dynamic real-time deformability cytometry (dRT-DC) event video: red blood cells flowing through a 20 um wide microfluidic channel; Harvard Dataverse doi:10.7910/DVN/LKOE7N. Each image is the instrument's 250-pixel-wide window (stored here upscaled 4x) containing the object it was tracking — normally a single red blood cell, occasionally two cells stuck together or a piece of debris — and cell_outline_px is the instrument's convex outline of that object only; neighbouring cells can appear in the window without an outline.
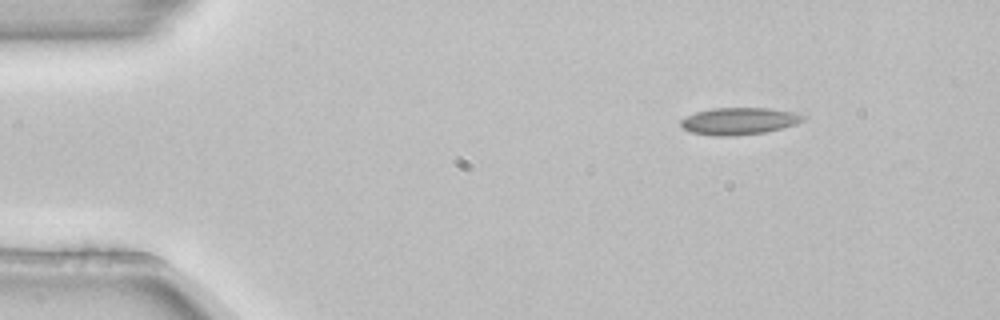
{"species": "common noctule bat (a hibernating species)", "species_latin": "Nyctalus noctula", "temperature_condition": "room temperature", "stored_images_in_passage": 3, "camera_frame_rate_fps": 3000, "um_per_image_px": 0.085, "animal": {"sex": "female", "body_mass_g": 22.7, "forearm_length_mm": 54.2}, "frame": {"image": 1, "passage_image": 1, "time_ms": 0.0, "image_size_px": [1000, 320], "cell_outline_px": [[808, 116], [804, 120], [796, 124], [764, 132], [732, 136], [712, 136], [692, 132], [684, 128], [680, 124], [680, 120], [696, 112], [712, 108], [768, 108], [792, 112]], "centroid_in_image_um": [62.83, 10.29], "position_along_channel_um": 22.2, "area_um2": 19.13}}
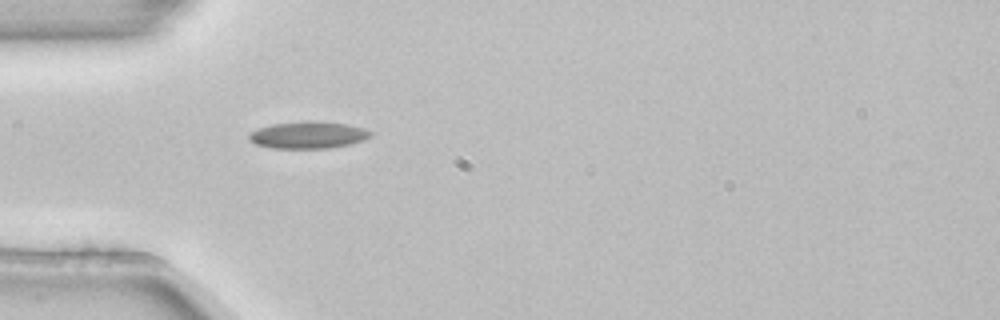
{"frame": {"image": 2, "passage_image": 3, "time_ms": 0.667, "image_size_px": [1000, 320], "cell_outline_px": [[372, 136], [364, 140], [348, 144], [328, 148], [272, 148], [256, 144], [248, 140], [248, 132], [272, 124], [308, 120], [316, 120], [348, 124], [364, 128], [372, 132]], "centroid_in_image_um": [26.19, 11.46], "position_along_channel_um": 58.8, "area_um2": 19.31}}